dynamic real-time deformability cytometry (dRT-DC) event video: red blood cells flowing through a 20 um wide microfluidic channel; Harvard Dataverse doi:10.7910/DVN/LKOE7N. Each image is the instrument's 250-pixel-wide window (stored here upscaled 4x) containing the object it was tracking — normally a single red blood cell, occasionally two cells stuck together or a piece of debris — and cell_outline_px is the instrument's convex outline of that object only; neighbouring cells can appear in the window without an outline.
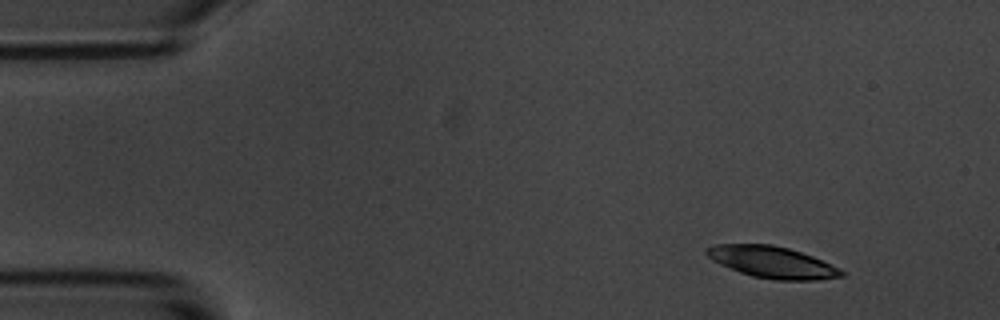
{"species": "common noctule bat (a hibernating species)", "species_latin": "Nyctalus noctula", "temperature_condition": "room temperature", "stored_images_in_passage": 4, "camera_frame_rate_fps": 3000, "um_per_image_px": 0.085, "animal": {"sex": "male", "body_mass_g": 20.1, "forearm_length_mm": 53.5}, "frame": {"image": 1, "passage_image": 1, "time_ms": 0.0, "image_size_px": [1000, 320], "cell_outline_px": [[844, 276], [816, 280], [776, 280], [752, 276], [740, 272], [720, 264], [712, 260], [704, 252], [704, 248], [716, 244], [772, 244], [788, 248], [812, 256], [840, 268], [844, 272]], "centroid_in_image_um": [65.62, 22.28], "position_along_channel_um": 19.4, "area_um2": 24.8}}
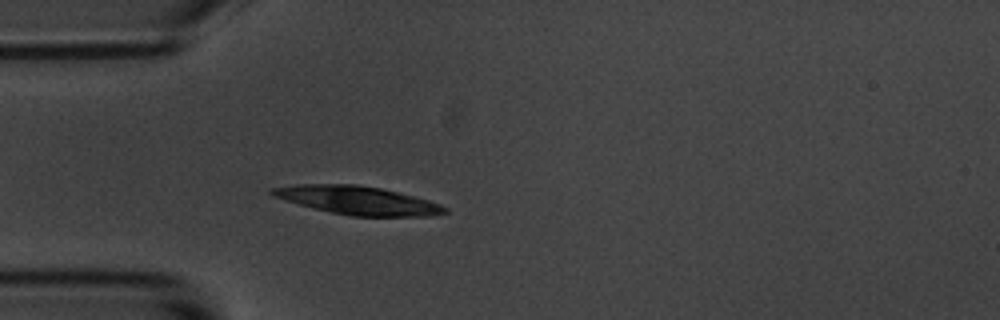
{"frame": {"image": 2, "passage_image": 4, "time_ms": 3.333, "image_size_px": [1000, 320], "cell_outline_px": [[448, 212], [432, 216], [352, 216], [312, 208], [284, 200], [272, 196], [268, 192], [272, 188], [296, 184], [356, 184], [380, 188], [428, 200], [440, 204], [448, 208]], "centroid_in_image_um": [30.38, 17.03], "position_along_channel_um": 54.6, "area_um2": 28.44}}